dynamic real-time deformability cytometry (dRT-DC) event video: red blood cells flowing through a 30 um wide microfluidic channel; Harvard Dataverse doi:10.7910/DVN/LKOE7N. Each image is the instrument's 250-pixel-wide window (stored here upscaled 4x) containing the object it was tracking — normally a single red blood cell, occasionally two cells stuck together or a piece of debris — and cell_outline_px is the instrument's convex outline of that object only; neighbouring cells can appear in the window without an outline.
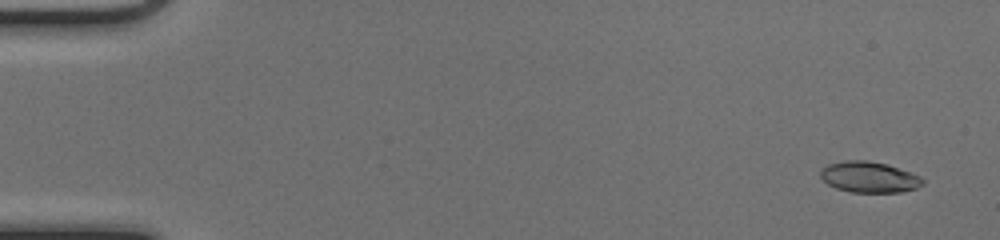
{"species": "common noctule bat (a hibernating species)", "species_latin": "Nyctalus noctula", "temperature_condition": "cold", "stored_images_in_passage": 51, "camera_frame_rate_fps": 3000, "um_per_image_px": 0.085, "animal": {"sex": "female", "body_mass_g": 17.0, "forearm_length_mm": 48.0}, "frame": {"image": 1, "passage_image": 3, "time_ms": 0.667, "image_size_px": [1000, 240], "cell_outline_px": [[924, 184], [916, 188], [900, 192], [852, 192], [836, 188], [828, 184], [820, 176], [820, 172], [828, 164], [844, 160], [868, 160], [888, 164], [920, 176], [924, 180]], "centroid_in_image_um": [73.89, 15.04], "position_along_channel_um": 11.1, "area_um2": 18.38}}
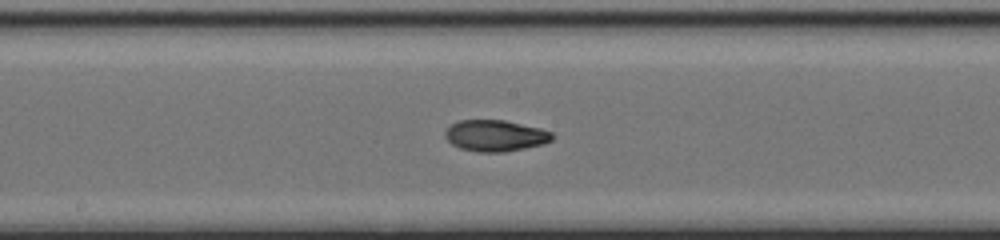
{"frame": {"image": 2, "passage_image": 28, "time_ms": 9.0, "image_size_px": [1000, 240], "cell_outline_px": [[556, 136], [552, 140], [544, 144], [504, 152], [476, 152], [460, 148], [452, 144], [444, 136], [444, 132], [456, 120], [504, 120], [540, 128], [552, 132]], "centroid_in_image_um": [42.11, 11.53], "position_along_channel_um": 206.1, "area_um2": 19.65}}
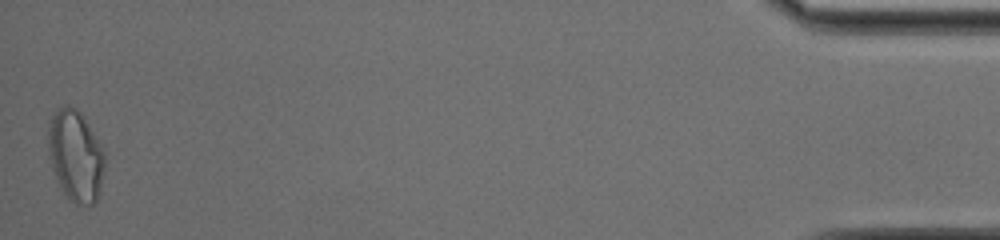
{"frame": {"image": 3, "passage_image": 51, "time_ms": 16.667, "image_size_px": [1000, 240], "cell_outline_px": [[104, 168], [100, 192], [96, 200], [88, 208], [76, 204], [60, 188], [52, 168], [48, 156], [48, 120], [64, 104], [68, 104], [76, 108], [84, 116], [100, 144], [104, 152]], "centroid_in_image_um": [6.41, 13.24], "position_along_channel_um": 428.8, "area_um2": 30.29}, "authors_computed_cell_mechanics": {"area_um2": 19.1896, "velocity_mm_per_s": 4.1081, "shape_relaxation_time_tau1_ms": null, "shape_relaxation_time_tau2_ms": 2.2654, "deformation_change_tau1": null, "deformation_change_tau2": 0.0739}}